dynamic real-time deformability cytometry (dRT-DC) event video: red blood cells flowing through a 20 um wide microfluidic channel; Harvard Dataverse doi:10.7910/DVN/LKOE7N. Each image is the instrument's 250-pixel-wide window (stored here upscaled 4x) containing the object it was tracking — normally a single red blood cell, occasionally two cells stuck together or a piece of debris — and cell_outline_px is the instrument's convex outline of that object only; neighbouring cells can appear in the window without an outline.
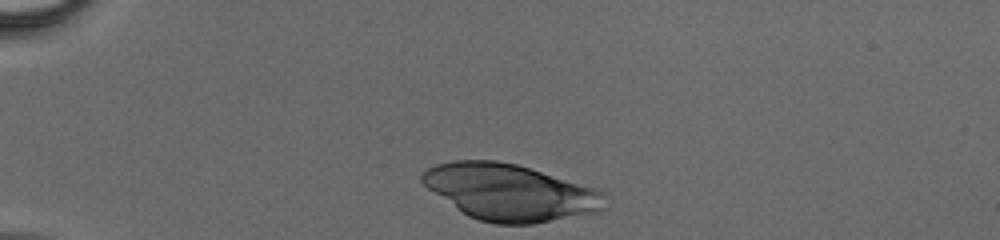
{"species": "human", "species_latin": "Homo sapiens", "temperature_condition": "cold", "stored_images_in_passage": 30, "camera_frame_rate_fps": 3000, "um_per_image_px": 0.085, "donor": {"sex": "male"}, "frame": {"image": 1, "passage_image": 1, "time_ms": 0.0, "image_size_px": [1000, 240], "cell_outline_px": [[608, 208], [600, 212], [532, 224], [496, 224], [480, 220], [468, 216], [428, 188], [420, 180], [420, 176], [428, 168], [436, 164], [452, 160], [496, 160], [516, 164], [592, 188], [604, 192]], "centroid_in_image_um": [43.37, 16.35], "position_along_channel_um": 41.6, "area_um2": 59.65}}